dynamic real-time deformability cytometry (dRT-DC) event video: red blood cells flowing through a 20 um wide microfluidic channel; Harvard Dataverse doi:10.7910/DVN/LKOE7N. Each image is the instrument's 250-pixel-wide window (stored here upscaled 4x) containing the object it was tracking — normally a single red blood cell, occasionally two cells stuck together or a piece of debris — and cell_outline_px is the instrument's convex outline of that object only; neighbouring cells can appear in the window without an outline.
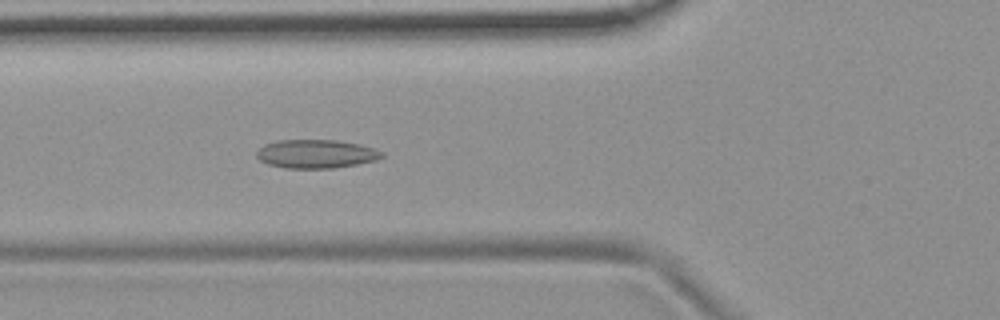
{"species": "common noctule bat (a hibernating species)", "species_latin": "Nyctalus noctula", "temperature_condition": "room temperature", "stored_images_in_passage": 37, "camera_frame_rate_fps": 3000, "um_per_image_px": 0.085, "animal": {"sex": "female", "body_mass_g": 19.9}, "frame": {"image": 1, "passage_image": 3, "time_ms": 0.667, "image_size_px": [1000, 320], "cell_outline_px": [[384, 156], [376, 160], [356, 164], [332, 168], [284, 168], [268, 164], [260, 160], [256, 156], [256, 152], [264, 144], [276, 140], [336, 140], [360, 144], [384, 152]], "centroid_in_image_um": [26.85, 13.07], "position_along_channel_um": 99.0, "area_um2": 20.87}}
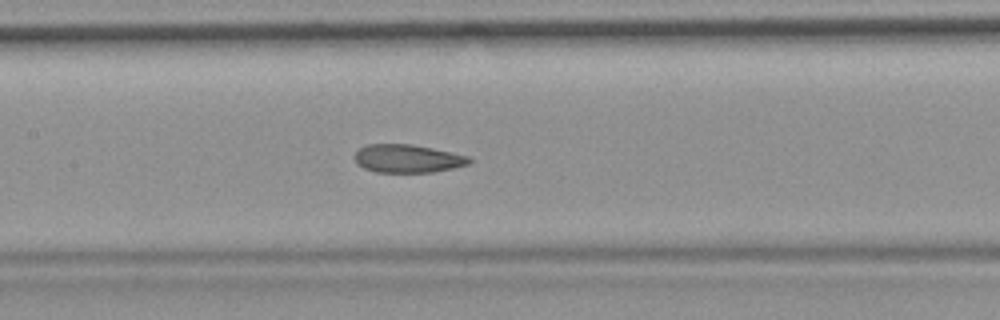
{"frame": {"image": 2, "passage_image": 9, "time_ms": 2.667, "image_size_px": [1000, 320], "cell_outline_px": [[472, 160], [468, 164], [452, 168], [432, 172], [376, 172], [364, 168], [356, 164], [356, 152], [360, 148], [368, 144], [412, 144], [432, 148], [468, 156]], "centroid_in_image_um": [34.63, 13.48], "position_along_channel_um": 172.8, "area_um2": 18.61}}
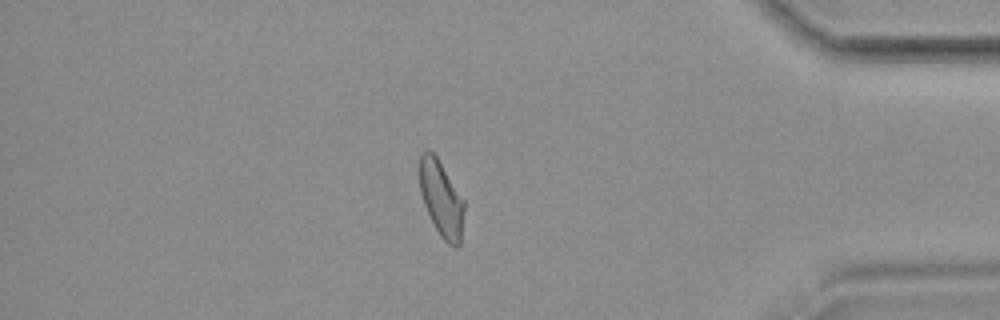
{"frame": {"image": 3, "passage_image": 30, "time_ms": 9.667, "image_size_px": [1000, 320], "cell_outline_px": [[464, 208], [460, 244], [456, 248], [448, 244], [440, 236], [424, 204], [420, 192], [420, 156], [428, 148], [436, 156], [464, 200]], "centroid_in_image_um": [37.52, 16.91], "position_along_channel_um": 397.7, "area_um2": 19.31}}